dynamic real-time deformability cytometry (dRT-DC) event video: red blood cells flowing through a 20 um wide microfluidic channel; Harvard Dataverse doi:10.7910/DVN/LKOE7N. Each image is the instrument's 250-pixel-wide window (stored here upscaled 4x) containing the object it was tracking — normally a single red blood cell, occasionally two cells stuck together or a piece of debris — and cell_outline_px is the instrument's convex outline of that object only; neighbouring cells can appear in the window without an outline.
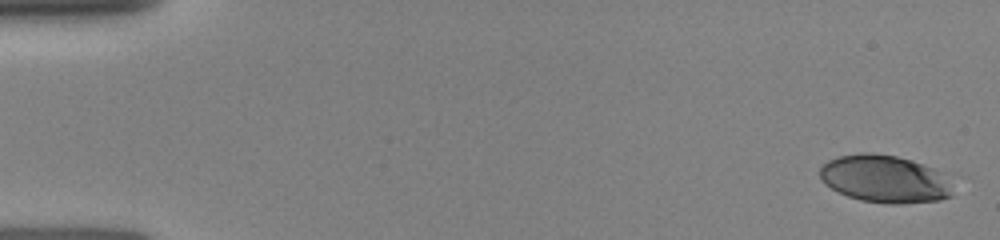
{"species": "human", "species_latin": "Homo sapiens", "temperature_condition": "room temperature", "stored_images_in_passage": 26, "camera_frame_rate_fps": 3000, "um_per_image_px": 0.085, "donor": {"sex": "female"}, "frame": {"image": 1, "passage_image": 1, "time_ms": 0.0, "image_size_px": [1000, 240], "cell_outline_px": [[952, 196], [940, 200], [900, 204], [888, 204], [860, 200], [848, 196], [824, 184], [820, 180], [820, 168], [828, 160], [840, 156], [860, 152], [872, 152], [896, 156], [912, 160], [932, 168], [948, 184]], "centroid_in_image_um": [75.11, 15.21], "position_along_channel_um": 9.9, "area_um2": 36.36}}
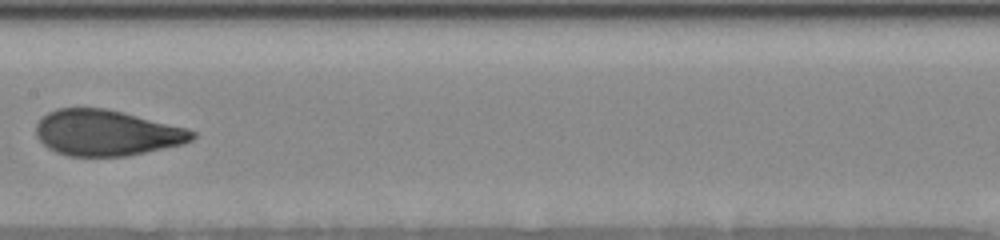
{"frame": {"image": 2, "passage_image": 14, "time_ms": 8.0, "image_size_px": [1000, 240], "cell_outline_px": [[196, 136], [192, 140], [184, 144], [124, 156], [68, 156], [56, 152], [48, 148], [36, 136], [36, 124], [40, 116], [56, 108], [108, 108], [188, 128], [196, 132]], "centroid_in_image_um": [9.05, 11.28], "position_along_channel_um": 198.4, "area_um2": 41.96}}
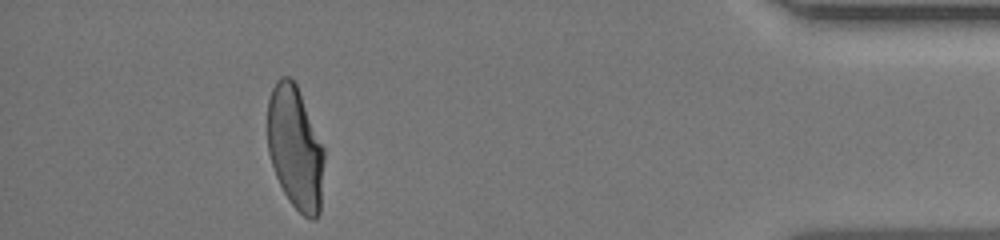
{"frame": {"image": 3, "passage_image": 24, "time_ms": 14.333, "image_size_px": [1000, 240], "cell_outline_px": [[324, 160], [320, 212], [312, 220], [304, 216], [288, 200], [276, 176], [268, 152], [268, 100], [272, 88], [276, 80], [280, 76], [288, 76], [296, 84], [324, 148]], "centroid_in_image_um": [25.09, 12.57], "position_along_channel_um": 410.1, "area_um2": 40.4}}